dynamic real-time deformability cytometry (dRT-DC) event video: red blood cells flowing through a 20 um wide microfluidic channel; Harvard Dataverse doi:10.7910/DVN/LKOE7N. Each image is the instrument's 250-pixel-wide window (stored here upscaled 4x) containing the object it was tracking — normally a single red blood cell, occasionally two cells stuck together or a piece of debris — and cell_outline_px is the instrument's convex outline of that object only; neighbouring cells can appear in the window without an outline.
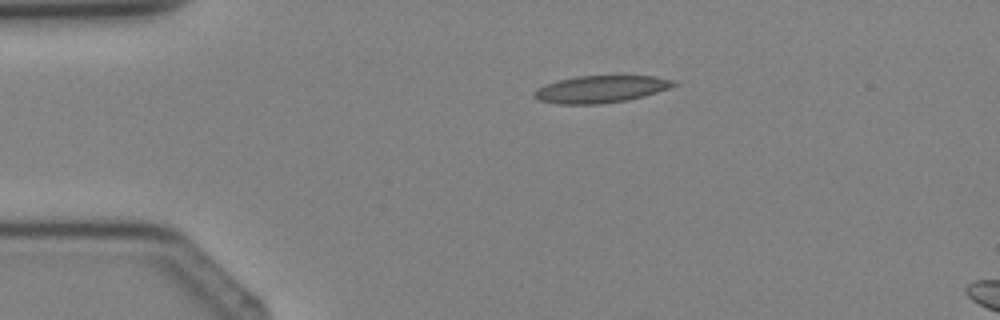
{"species": "Egyptian fruit bat (a non-hibernating species)", "species_latin": "Rousettus aegyptiacus", "temperature_condition": "cold", "stored_images_in_passage": 5, "camera_frame_rate_fps": 3000, "um_per_image_px": 0.085, "animal": {"sex": "female"}, "frame": {"image": 1, "passage_image": 3, "time_ms": 2.333, "image_size_px": [1000, 320], "cell_outline_px": [[680, 84], [644, 96], [628, 100], [600, 104], [556, 104], [540, 100], [532, 96], [532, 92], [536, 88], [544, 84], [556, 80], [576, 76], [656, 76], [676, 80]], "centroid_in_image_um": [51.04, 7.57], "position_along_channel_um": 34.0, "area_um2": 22.37}}